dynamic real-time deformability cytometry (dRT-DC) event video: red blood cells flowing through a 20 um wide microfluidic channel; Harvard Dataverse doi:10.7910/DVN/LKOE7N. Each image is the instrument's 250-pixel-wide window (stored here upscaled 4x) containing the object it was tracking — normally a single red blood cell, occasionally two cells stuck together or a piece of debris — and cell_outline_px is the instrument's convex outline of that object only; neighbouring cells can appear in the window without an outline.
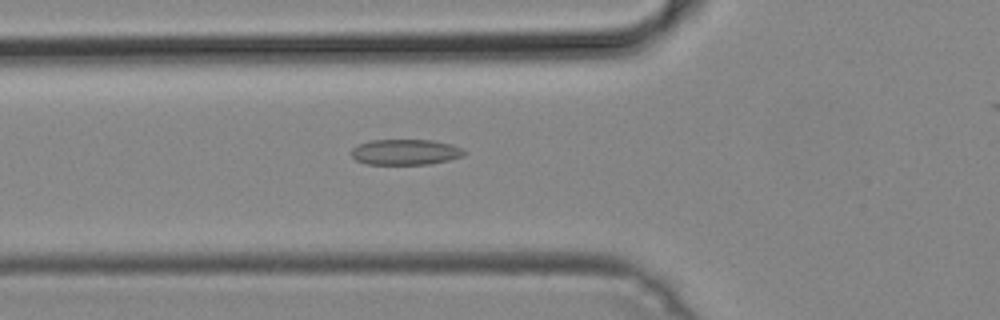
{"species": "common noctule bat (a hibernating species)", "species_latin": "Nyctalus noctula", "temperature_condition": "cold", "stored_images_in_passage": 47, "camera_frame_rate_fps": 3000, "um_per_image_px": 0.085, "animal": {"sex": "male", "body_mass_g": 19.2, "forearm_length_mm": 51.8}, "frame": {"image": 1, "passage_image": 18, "time_ms": 5.667, "image_size_px": [1000, 320], "cell_outline_px": [[468, 152], [464, 156], [448, 160], [428, 164], [368, 164], [356, 160], [352, 156], [352, 148], [360, 144], [372, 140], [432, 140], [452, 144]], "centroid_in_image_um": [34.49, 12.92], "position_along_channel_um": 91.3, "area_um2": 16.76}}
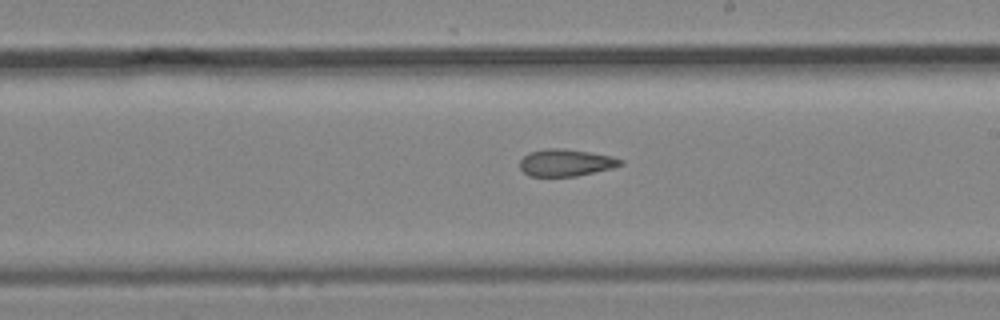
{"frame": {"image": 2, "passage_image": 29, "time_ms": 9.333, "image_size_px": [1000, 320], "cell_outline_px": [[624, 164], [612, 168], [576, 176], [528, 176], [520, 168], [520, 160], [528, 152], [548, 148], [560, 148], [588, 152], [612, 156], [624, 160]], "centroid_in_image_um": [48.09, 13.82], "position_along_channel_um": 240.9, "area_um2": 15.84}}
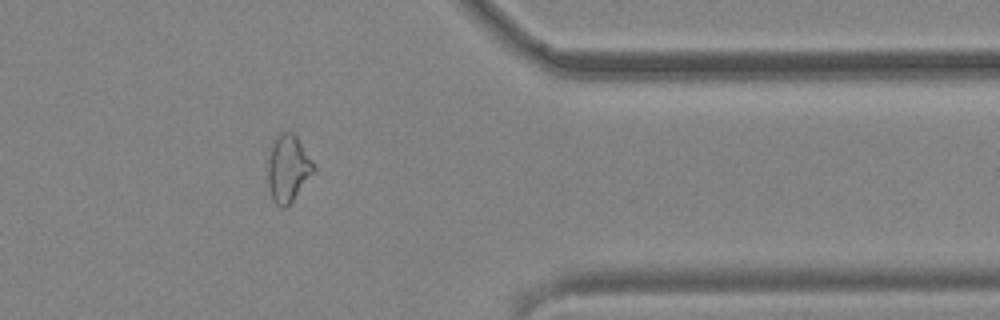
{"frame": {"image": 3, "passage_image": 41, "time_ms": 13.333, "image_size_px": [1000, 320], "cell_outline_px": [[316, 172], [292, 200], [284, 208], [280, 208], [272, 200], [268, 184], [268, 160], [272, 140], [280, 132], [292, 132], [296, 136], [312, 160], [316, 168]], "centroid_in_image_um": [24.48, 14.31], "position_along_channel_um": 386.9, "area_um2": 18.03}}